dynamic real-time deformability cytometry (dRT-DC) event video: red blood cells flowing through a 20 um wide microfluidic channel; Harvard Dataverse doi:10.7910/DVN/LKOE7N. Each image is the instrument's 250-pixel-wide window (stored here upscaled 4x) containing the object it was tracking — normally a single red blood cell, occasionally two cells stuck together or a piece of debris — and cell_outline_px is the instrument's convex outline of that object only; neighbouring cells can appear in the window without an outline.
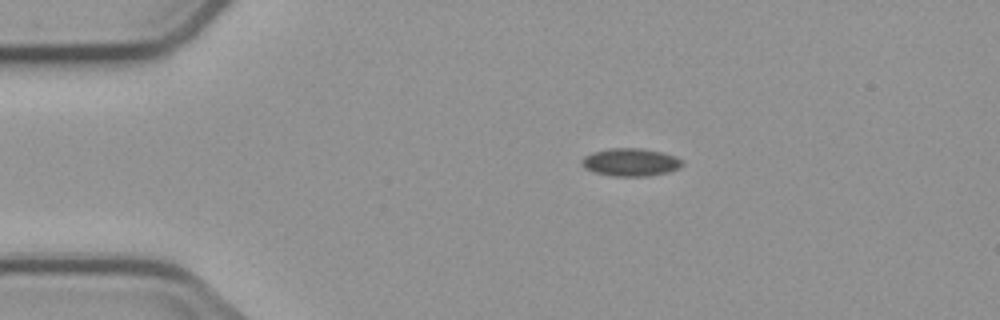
{"species": "common noctule bat (a hibernating species)", "species_latin": "Nyctalus noctula", "temperature_condition": "cold", "stored_images_in_passage": 4, "camera_frame_rate_fps": 3000, "um_per_image_px": 0.085, "animal": {"sex": "male", "body_mass_g": 23.1, "forearm_length_mm": 52.7}, "frame": {"image": 1, "passage_image": 1, "time_ms": 0.0, "image_size_px": [1000, 320], "cell_outline_px": [[684, 164], [680, 168], [668, 172], [648, 176], [612, 176], [596, 172], [584, 168], [580, 160], [584, 156], [592, 152], [608, 148], [640, 148], [660, 152], [676, 156], [684, 160]], "centroid_in_image_um": [53.62, 13.78], "position_along_channel_um": 31.4, "area_um2": 16.42}}
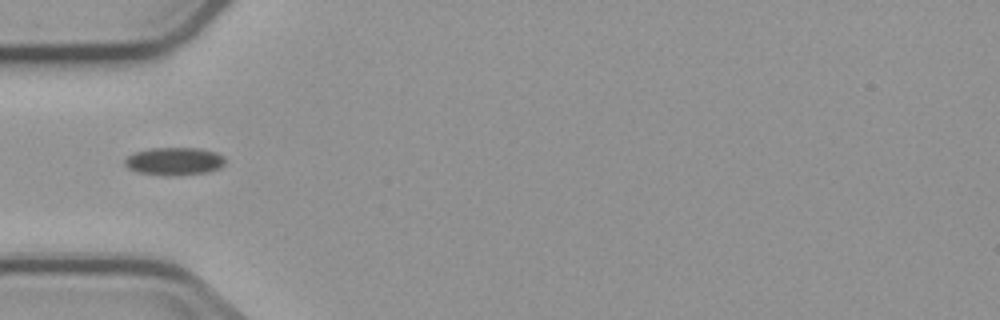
{"frame": {"image": 2, "passage_image": 3, "time_ms": 2.333, "image_size_px": [1000, 320], "cell_outline_px": [[224, 164], [220, 168], [208, 172], [168, 176], [164, 176], [136, 172], [128, 168], [124, 164], [124, 160], [128, 156], [136, 152], [152, 148], [200, 148], [216, 152], [224, 156]], "centroid_in_image_um": [14.82, 13.71], "position_along_channel_um": 70.2, "area_um2": 16.36}}
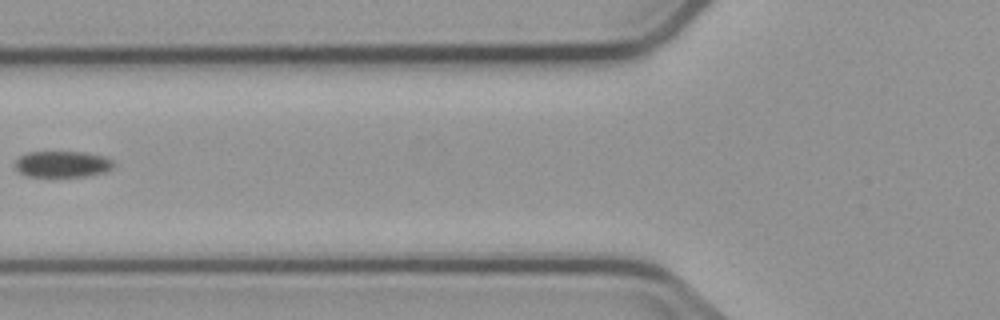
{"frame": {"image": 3, "passage_image": 4, "time_ms": 3.667, "image_size_px": [1000, 320], "cell_outline_px": [[116, 164], [112, 168], [104, 172], [84, 176], [28, 176], [20, 172], [16, 168], [16, 160], [20, 156], [28, 152], [84, 152], [104, 156], [112, 160]], "centroid_in_image_um": [5.33, 13.94], "position_along_channel_um": 120.5, "area_um2": 14.91}}